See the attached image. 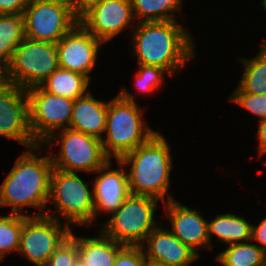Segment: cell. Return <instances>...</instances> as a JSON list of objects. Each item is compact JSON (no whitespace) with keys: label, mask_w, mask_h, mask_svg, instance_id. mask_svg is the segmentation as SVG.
Returning <instances> with one entry per match:
<instances>
[{"label":"cell","mask_w":266,"mask_h":266,"mask_svg":"<svg viewBox=\"0 0 266 266\" xmlns=\"http://www.w3.org/2000/svg\"><path fill=\"white\" fill-rule=\"evenodd\" d=\"M165 74L169 73L161 67L139 64V69L135 75L136 82L134 85L136 90L138 89V93L152 94L164 81Z\"/></svg>","instance_id":"obj_27"},{"label":"cell","mask_w":266,"mask_h":266,"mask_svg":"<svg viewBox=\"0 0 266 266\" xmlns=\"http://www.w3.org/2000/svg\"><path fill=\"white\" fill-rule=\"evenodd\" d=\"M104 43L95 38L79 22L57 43L59 68L75 71L90 81L100 45Z\"/></svg>","instance_id":"obj_14"},{"label":"cell","mask_w":266,"mask_h":266,"mask_svg":"<svg viewBox=\"0 0 266 266\" xmlns=\"http://www.w3.org/2000/svg\"><path fill=\"white\" fill-rule=\"evenodd\" d=\"M262 6H263V8L266 10V0H263V1H262Z\"/></svg>","instance_id":"obj_36"},{"label":"cell","mask_w":266,"mask_h":266,"mask_svg":"<svg viewBox=\"0 0 266 266\" xmlns=\"http://www.w3.org/2000/svg\"><path fill=\"white\" fill-rule=\"evenodd\" d=\"M158 201L154 197L130 194L100 231L117 243L141 246L157 227L153 216Z\"/></svg>","instance_id":"obj_7"},{"label":"cell","mask_w":266,"mask_h":266,"mask_svg":"<svg viewBox=\"0 0 266 266\" xmlns=\"http://www.w3.org/2000/svg\"><path fill=\"white\" fill-rule=\"evenodd\" d=\"M32 216L22 215L18 253L23 254L35 266H44L70 235L72 228L47 215Z\"/></svg>","instance_id":"obj_11"},{"label":"cell","mask_w":266,"mask_h":266,"mask_svg":"<svg viewBox=\"0 0 266 266\" xmlns=\"http://www.w3.org/2000/svg\"><path fill=\"white\" fill-rule=\"evenodd\" d=\"M21 231L22 214L11 212L9 216H0V262L11 251L18 253Z\"/></svg>","instance_id":"obj_26"},{"label":"cell","mask_w":266,"mask_h":266,"mask_svg":"<svg viewBox=\"0 0 266 266\" xmlns=\"http://www.w3.org/2000/svg\"><path fill=\"white\" fill-rule=\"evenodd\" d=\"M148 266H167V265H163V264H159V263L148 262Z\"/></svg>","instance_id":"obj_35"},{"label":"cell","mask_w":266,"mask_h":266,"mask_svg":"<svg viewBox=\"0 0 266 266\" xmlns=\"http://www.w3.org/2000/svg\"><path fill=\"white\" fill-rule=\"evenodd\" d=\"M89 83L90 80L81 73L58 68L40 84V87L44 91L76 100L87 93Z\"/></svg>","instance_id":"obj_21"},{"label":"cell","mask_w":266,"mask_h":266,"mask_svg":"<svg viewBox=\"0 0 266 266\" xmlns=\"http://www.w3.org/2000/svg\"><path fill=\"white\" fill-rule=\"evenodd\" d=\"M99 237H70L77 243L79 263L82 266H113L117 253L125 246L99 231Z\"/></svg>","instance_id":"obj_19"},{"label":"cell","mask_w":266,"mask_h":266,"mask_svg":"<svg viewBox=\"0 0 266 266\" xmlns=\"http://www.w3.org/2000/svg\"><path fill=\"white\" fill-rule=\"evenodd\" d=\"M0 136L31 148L38 143L29 127L27 90L0 76Z\"/></svg>","instance_id":"obj_12"},{"label":"cell","mask_w":266,"mask_h":266,"mask_svg":"<svg viewBox=\"0 0 266 266\" xmlns=\"http://www.w3.org/2000/svg\"><path fill=\"white\" fill-rule=\"evenodd\" d=\"M257 136L259 139V155L266 154V118L259 122Z\"/></svg>","instance_id":"obj_33"},{"label":"cell","mask_w":266,"mask_h":266,"mask_svg":"<svg viewBox=\"0 0 266 266\" xmlns=\"http://www.w3.org/2000/svg\"><path fill=\"white\" fill-rule=\"evenodd\" d=\"M38 144L21 154L0 186V206H12V213L22 208H39L35 216L45 215L50 197V175L53 169L50 153L39 157ZM39 148V149H38ZM37 153V154H36Z\"/></svg>","instance_id":"obj_2"},{"label":"cell","mask_w":266,"mask_h":266,"mask_svg":"<svg viewBox=\"0 0 266 266\" xmlns=\"http://www.w3.org/2000/svg\"><path fill=\"white\" fill-rule=\"evenodd\" d=\"M215 259L222 266H266V253L257 244L247 242L226 245Z\"/></svg>","instance_id":"obj_24"},{"label":"cell","mask_w":266,"mask_h":266,"mask_svg":"<svg viewBox=\"0 0 266 266\" xmlns=\"http://www.w3.org/2000/svg\"><path fill=\"white\" fill-rule=\"evenodd\" d=\"M252 241H257V245L266 253V218H264L258 226H252Z\"/></svg>","instance_id":"obj_32"},{"label":"cell","mask_w":266,"mask_h":266,"mask_svg":"<svg viewBox=\"0 0 266 266\" xmlns=\"http://www.w3.org/2000/svg\"><path fill=\"white\" fill-rule=\"evenodd\" d=\"M170 145L160 132H156L148 141L124 155L120 161L131 166L127 172L129 190L132 195L150 196L167 201L174 200L168 194L172 156Z\"/></svg>","instance_id":"obj_3"},{"label":"cell","mask_w":266,"mask_h":266,"mask_svg":"<svg viewBox=\"0 0 266 266\" xmlns=\"http://www.w3.org/2000/svg\"><path fill=\"white\" fill-rule=\"evenodd\" d=\"M58 68L56 43L25 37L0 76L27 90L40 86Z\"/></svg>","instance_id":"obj_6"},{"label":"cell","mask_w":266,"mask_h":266,"mask_svg":"<svg viewBox=\"0 0 266 266\" xmlns=\"http://www.w3.org/2000/svg\"><path fill=\"white\" fill-rule=\"evenodd\" d=\"M127 89L108 102L106 116V139L101 142L106 156L120 160L124 155L148 141L157 131L142 119V108ZM139 107V108H138Z\"/></svg>","instance_id":"obj_4"},{"label":"cell","mask_w":266,"mask_h":266,"mask_svg":"<svg viewBox=\"0 0 266 266\" xmlns=\"http://www.w3.org/2000/svg\"><path fill=\"white\" fill-rule=\"evenodd\" d=\"M113 266H148L141 246L125 245L118 253Z\"/></svg>","instance_id":"obj_30"},{"label":"cell","mask_w":266,"mask_h":266,"mask_svg":"<svg viewBox=\"0 0 266 266\" xmlns=\"http://www.w3.org/2000/svg\"><path fill=\"white\" fill-rule=\"evenodd\" d=\"M133 27L138 64L161 67L172 76L196 56L192 37L177 20L139 22Z\"/></svg>","instance_id":"obj_1"},{"label":"cell","mask_w":266,"mask_h":266,"mask_svg":"<svg viewBox=\"0 0 266 266\" xmlns=\"http://www.w3.org/2000/svg\"><path fill=\"white\" fill-rule=\"evenodd\" d=\"M118 161V170H111V160L96 172L100 175L96 177L93 183L94 198V222L100 212L114 213L123 204L125 199L131 194L125 165ZM109 169V170H106ZM105 170V171H104ZM101 172V173H100Z\"/></svg>","instance_id":"obj_15"},{"label":"cell","mask_w":266,"mask_h":266,"mask_svg":"<svg viewBox=\"0 0 266 266\" xmlns=\"http://www.w3.org/2000/svg\"><path fill=\"white\" fill-rule=\"evenodd\" d=\"M24 38L23 14H0V74Z\"/></svg>","instance_id":"obj_22"},{"label":"cell","mask_w":266,"mask_h":266,"mask_svg":"<svg viewBox=\"0 0 266 266\" xmlns=\"http://www.w3.org/2000/svg\"><path fill=\"white\" fill-rule=\"evenodd\" d=\"M78 19L87 31L103 43L120 34L135 20L131 0L99 1L86 8Z\"/></svg>","instance_id":"obj_13"},{"label":"cell","mask_w":266,"mask_h":266,"mask_svg":"<svg viewBox=\"0 0 266 266\" xmlns=\"http://www.w3.org/2000/svg\"><path fill=\"white\" fill-rule=\"evenodd\" d=\"M78 263L77 243L68 236L50 256L44 266H77Z\"/></svg>","instance_id":"obj_28"},{"label":"cell","mask_w":266,"mask_h":266,"mask_svg":"<svg viewBox=\"0 0 266 266\" xmlns=\"http://www.w3.org/2000/svg\"><path fill=\"white\" fill-rule=\"evenodd\" d=\"M27 97L29 127L38 144H43L58 129L70 127L73 99L44 91L40 86L27 89Z\"/></svg>","instance_id":"obj_10"},{"label":"cell","mask_w":266,"mask_h":266,"mask_svg":"<svg viewBox=\"0 0 266 266\" xmlns=\"http://www.w3.org/2000/svg\"><path fill=\"white\" fill-rule=\"evenodd\" d=\"M141 248H146L147 252L144 251V255L148 262L167 266H190L199 258V254L185 245L169 229H163L159 225L146 237Z\"/></svg>","instance_id":"obj_16"},{"label":"cell","mask_w":266,"mask_h":266,"mask_svg":"<svg viewBox=\"0 0 266 266\" xmlns=\"http://www.w3.org/2000/svg\"><path fill=\"white\" fill-rule=\"evenodd\" d=\"M181 1L183 0H131V4L134 18L140 19L139 22L170 21L177 20L174 11L181 12Z\"/></svg>","instance_id":"obj_25"},{"label":"cell","mask_w":266,"mask_h":266,"mask_svg":"<svg viewBox=\"0 0 266 266\" xmlns=\"http://www.w3.org/2000/svg\"><path fill=\"white\" fill-rule=\"evenodd\" d=\"M77 172H67L56 168L50 175V197L55 203V211L58 215H45L60 220L61 216L67 219L68 226H88L94 222V198L88 184L77 175ZM71 224V225H69Z\"/></svg>","instance_id":"obj_5"},{"label":"cell","mask_w":266,"mask_h":266,"mask_svg":"<svg viewBox=\"0 0 266 266\" xmlns=\"http://www.w3.org/2000/svg\"><path fill=\"white\" fill-rule=\"evenodd\" d=\"M229 99L261 120L266 118V94L234 92Z\"/></svg>","instance_id":"obj_29"},{"label":"cell","mask_w":266,"mask_h":266,"mask_svg":"<svg viewBox=\"0 0 266 266\" xmlns=\"http://www.w3.org/2000/svg\"><path fill=\"white\" fill-rule=\"evenodd\" d=\"M22 14L24 35L35 41L57 43L79 22L71 0H30Z\"/></svg>","instance_id":"obj_9"},{"label":"cell","mask_w":266,"mask_h":266,"mask_svg":"<svg viewBox=\"0 0 266 266\" xmlns=\"http://www.w3.org/2000/svg\"><path fill=\"white\" fill-rule=\"evenodd\" d=\"M71 1L73 3V7L76 14L79 16L86 8L102 0H71Z\"/></svg>","instance_id":"obj_34"},{"label":"cell","mask_w":266,"mask_h":266,"mask_svg":"<svg viewBox=\"0 0 266 266\" xmlns=\"http://www.w3.org/2000/svg\"><path fill=\"white\" fill-rule=\"evenodd\" d=\"M177 200L166 202L167 216L171 222L172 229H169L179 240L189 246L198 254L196 248L209 247L208 221H206L198 210L182 206Z\"/></svg>","instance_id":"obj_17"},{"label":"cell","mask_w":266,"mask_h":266,"mask_svg":"<svg viewBox=\"0 0 266 266\" xmlns=\"http://www.w3.org/2000/svg\"><path fill=\"white\" fill-rule=\"evenodd\" d=\"M30 0H0V14H22Z\"/></svg>","instance_id":"obj_31"},{"label":"cell","mask_w":266,"mask_h":266,"mask_svg":"<svg viewBox=\"0 0 266 266\" xmlns=\"http://www.w3.org/2000/svg\"><path fill=\"white\" fill-rule=\"evenodd\" d=\"M216 217V218H215ZM213 220L208 221V236L212 248V235L219 238L218 241L233 244L251 242L252 226L245 218L231 213L218 214ZM245 240V241H244Z\"/></svg>","instance_id":"obj_20"},{"label":"cell","mask_w":266,"mask_h":266,"mask_svg":"<svg viewBox=\"0 0 266 266\" xmlns=\"http://www.w3.org/2000/svg\"><path fill=\"white\" fill-rule=\"evenodd\" d=\"M260 48L253 59L240 58L244 72L234 92L266 94V49Z\"/></svg>","instance_id":"obj_23"},{"label":"cell","mask_w":266,"mask_h":266,"mask_svg":"<svg viewBox=\"0 0 266 266\" xmlns=\"http://www.w3.org/2000/svg\"><path fill=\"white\" fill-rule=\"evenodd\" d=\"M261 46H263L266 49V43H263V45H261Z\"/></svg>","instance_id":"obj_37"},{"label":"cell","mask_w":266,"mask_h":266,"mask_svg":"<svg viewBox=\"0 0 266 266\" xmlns=\"http://www.w3.org/2000/svg\"><path fill=\"white\" fill-rule=\"evenodd\" d=\"M54 132L43 144L53 146L55 142L60 143L59 154L50 156L53 168L77 172L85 171L94 173L109 161L103 150L101 139L70 128ZM60 133V134H59Z\"/></svg>","instance_id":"obj_8"},{"label":"cell","mask_w":266,"mask_h":266,"mask_svg":"<svg viewBox=\"0 0 266 266\" xmlns=\"http://www.w3.org/2000/svg\"><path fill=\"white\" fill-rule=\"evenodd\" d=\"M108 102L95 99L91 92L74 100L70 129L102 139L106 128Z\"/></svg>","instance_id":"obj_18"}]
</instances>
